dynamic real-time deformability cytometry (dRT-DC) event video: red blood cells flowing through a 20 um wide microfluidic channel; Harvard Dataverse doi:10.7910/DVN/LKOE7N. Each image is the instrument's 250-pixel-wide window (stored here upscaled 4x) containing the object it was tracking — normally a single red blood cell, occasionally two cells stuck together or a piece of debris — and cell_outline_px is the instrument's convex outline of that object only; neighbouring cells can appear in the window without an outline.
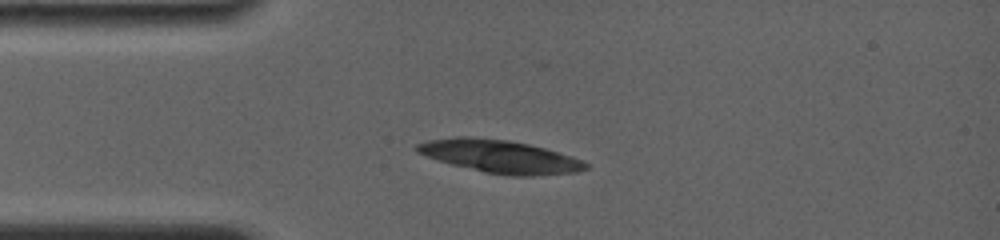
{"species": "common noctule bat (a hibernating species)", "species_latin": "Nyctalus noctula", "temperature_condition": "room temperature", "stored_images_in_passage": 1, "camera_frame_rate_fps": 4000, "um_per_image_px": 0.085, "animal": {"sex": "female", "body_mass_g": 19.0, "forearm_length_mm": 56.7}, "frame": {"image": 1, "passage_image": 1, "time_ms": 0.0, "image_size_px": [1000, 240], "cell_outline_px": [[588, 168], [576, 172], [532, 176], [512, 176], [484, 172], [436, 160], [416, 152], [416, 144], [428, 140], [456, 136], [468, 136], [508, 140], [528, 144], [544, 148], [572, 156], [584, 160], [588, 164]], "centroid_in_image_um": [42.49, 13.29], "position_along_channel_um": 42.5, "area_um2": 32.37}}